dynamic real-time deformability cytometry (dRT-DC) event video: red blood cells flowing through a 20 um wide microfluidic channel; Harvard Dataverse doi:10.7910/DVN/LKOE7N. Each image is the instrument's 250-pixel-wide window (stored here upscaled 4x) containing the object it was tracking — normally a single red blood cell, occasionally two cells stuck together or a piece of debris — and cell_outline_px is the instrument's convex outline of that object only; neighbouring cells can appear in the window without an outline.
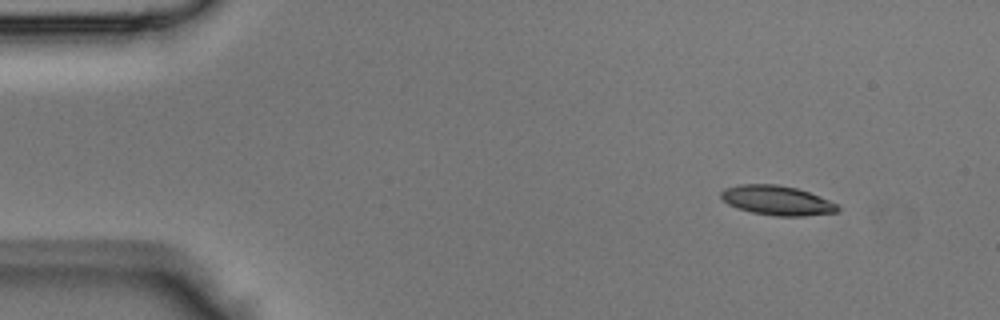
{"species": "Egyptian fruit bat (a non-hibernating species)", "species_latin": "Rousettus aegyptiacus", "temperature_condition": "room temperature", "stored_images_in_passage": 40, "camera_frame_rate_fps": 3000, "um_per_image_px": 0.085, "animal": {"sex": "male"}, "frame": {"image": 1, "passage_image": 1, "time_ms": 0.0, "image_size_px": [1000, 320], "cell_outline_px": [[840, 208], [836, 212], [804, 216], [776, 216], [752, 212], [736, 208], [728, 204], [720, 196], [720, 192], [724, 188], [740, 184], [776, 184], [796, 188], [820, 196], [836, 204]], "centroid_in_image_um": [66.01, 17.03], "position_along_channel_um": 19.0, "area_um2": 20.0}}
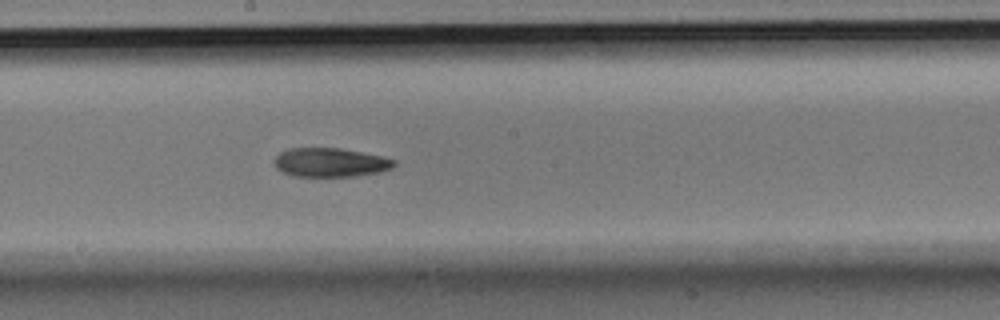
{"frame": {"image": 2, "passage_image": 20, "time_ms": 6.333, "image_size_px": [1000, 320], "cell_outline_px": [[396, 164], [392, 168], [380, 172], [352, 176], [292, 176], [276, 168], [272, 160], [280, 152], [288, 148], [340, 148], [384, 156], [396, 160]], "centroid_in_image_um": [28.08, 13.8], "position_along_channel_um": 220.1, "area_um2": 20.35}}
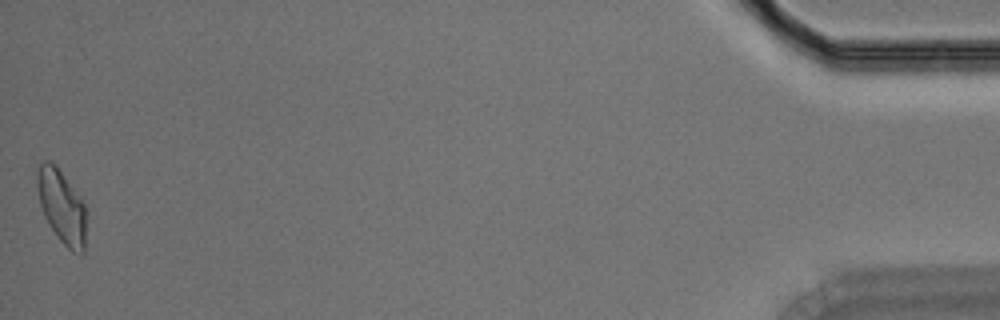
{"frame": {"image": 3, "passage_image": 40, "time_ms": 13.0, "image_size_px": [1000, 320], "cell_outline_px": [[88, 212], [84, 256], [80, 256], [72, 252], [60, 240], [48, 224], [44, 216], [40, 204], [36, 184], [36, 172], [40, 164], [44, 160], [48, 160], [56, 164], [80, 196]], "centroid_in_image_um": [5.29, 17.59], "position_along_channel_um": 429.9, "area_um2": 21.79}}